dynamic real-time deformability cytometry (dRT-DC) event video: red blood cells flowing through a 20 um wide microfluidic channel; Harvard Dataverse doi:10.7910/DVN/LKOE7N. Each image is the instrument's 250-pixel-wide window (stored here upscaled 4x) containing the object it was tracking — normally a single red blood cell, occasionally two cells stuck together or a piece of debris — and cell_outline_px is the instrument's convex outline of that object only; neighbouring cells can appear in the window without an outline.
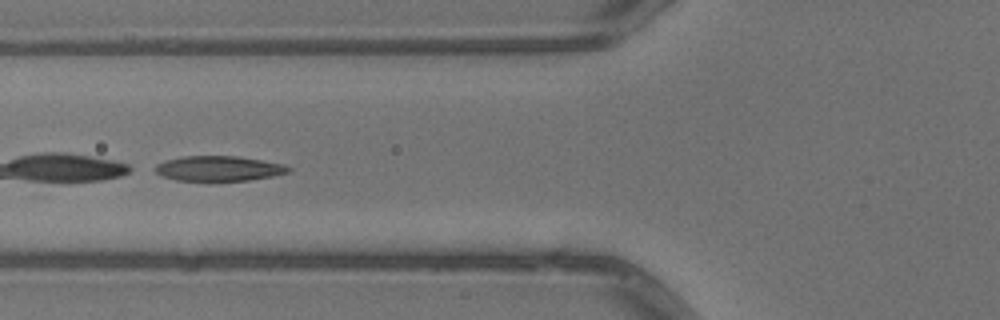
{"species": "common noctule bat (a hibernating species)", "species_latin": "Nyctalus noctula", "temperature_condition": "warm", "stored_images_in_passage": 5, "camera_frame_rate_fps": 3000, "um_per_image_px": 0.085, "animal": {"sex": "male", "body_mass_g": 13.3}, "frame": {"image": 1, "passage_image": 2, "time_ms": 0.333, "image_size_px": [1000, 320], "cell_outline_px": [[292, 168], [288, 172], [272, 176], [248, 180], [208, 184], [176, 180], [160, 176], [148, 168], [164, 160], [180, 156], [236, 156], [284, 164]], "centroid_in_image_um": [18.44, 14.37], "position_along_channel_um": 107.4, "area_um2": 20.63}}
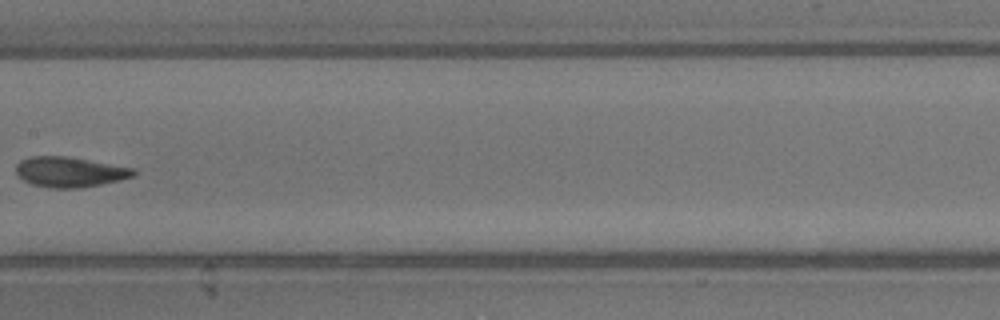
{"frame": {"image": 2, "passage_image": 4, "time_ms": 1.0, "image_size_px": [1000, 320], "cell_outline_px": [[136, 172], [132, 176], [120, 180], [80, 188], [52, 188], [32, 184], [24, 180], [16, 172], [16, 164], [20, 160], [28, 156], [68, 156], [136, 168]], "centroid_in_image_um": [5.93, 14.6], "position_along_channel_um": 201.5, "area_um2": 20.75}}
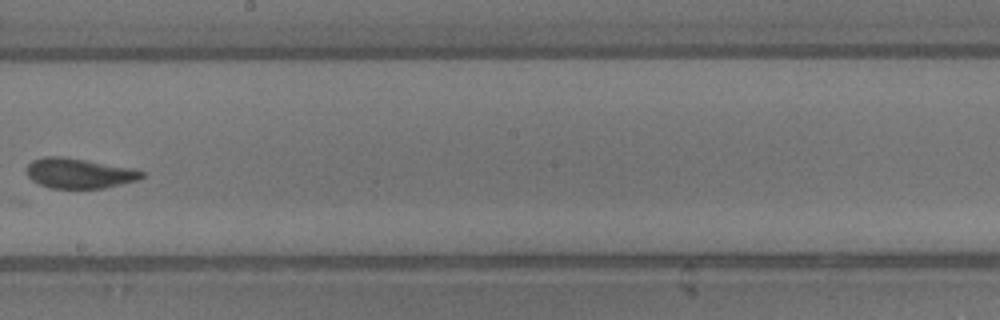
{"frame": {"image": 3, "passage_image": 5, "time_ms": 1.333, "image_size_px": [1000, 320], "cell_outline_px": [[144, 176], [140, 180], [104, 188], [52, 188], [40, 184], [32, 180], [28, 176], [28, 164], [32, 160], [44, 156], [60, 156], [88, 160], [132, 168], [144, 172]], "centroid_in_image_um": [6.76, 14.72], "position_along_channel_um": 241.4, "area_um2": 20.17}}